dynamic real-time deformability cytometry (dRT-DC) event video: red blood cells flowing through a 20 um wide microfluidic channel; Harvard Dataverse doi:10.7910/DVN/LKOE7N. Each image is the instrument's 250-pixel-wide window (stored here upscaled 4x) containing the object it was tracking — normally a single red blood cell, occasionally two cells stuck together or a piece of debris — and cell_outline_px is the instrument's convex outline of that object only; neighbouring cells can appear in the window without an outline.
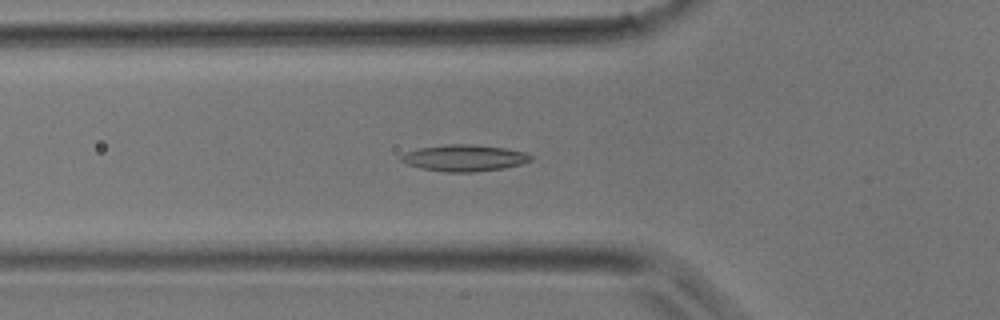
{"species": "common noctule bat (a hibernating species)", "species_latin": "Nyctalus noctula", "temperature_condition": "room temperature", "stored_images_in_passage": 30, "camera_frame_rate_fps": 3000, "um_per_image_px": 0.085, "animal": {"sex": "male", "body_mass_g": 17.9}, "frame": {"image": 1, "passage_image": 4, "time_ms": 1.0, "image_size_px": [1000, 320], "cell_outline_px": [[532, 160], [520, 164], [504, 168], [472, 172], [444, 172], [420, 168], [408, 164], [400, 160], [400, 156], [404, 152], [420, 148], [448, 144], [476, 144], [508, 148], [524, 152], [532, 156]], "centroid_in_image_um": [39.46, 13.42], "position_along_channel_um": 86.3, "area_um2": 20.11}}
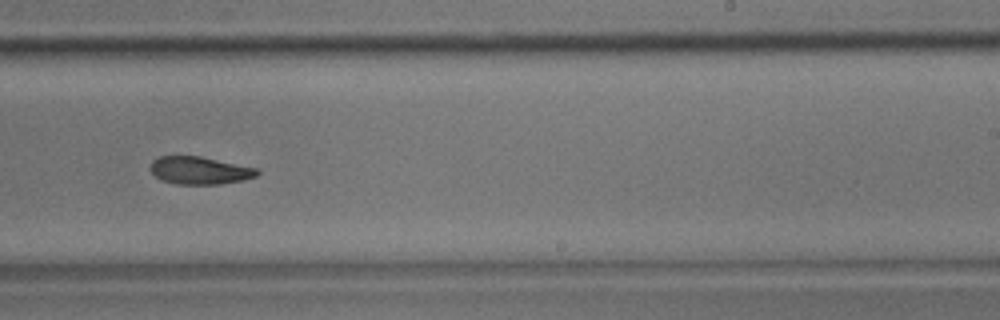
{"frame": {"image": 2, "passage_image": 15, "time_ms": 4.667, "image_size_px": [1000, 320], "cell_outline_px": [[260, 172], [256, 176], [244, 180], [220, 184], [176, 184], [160, 180], [148, 168], [152, 160], [160, 156], [200, 156], [260, 168]], "centroid_in_image_um": [16.98, 14.48], "position_along_channel_um": 272.0, "area_um2": 17.46}}
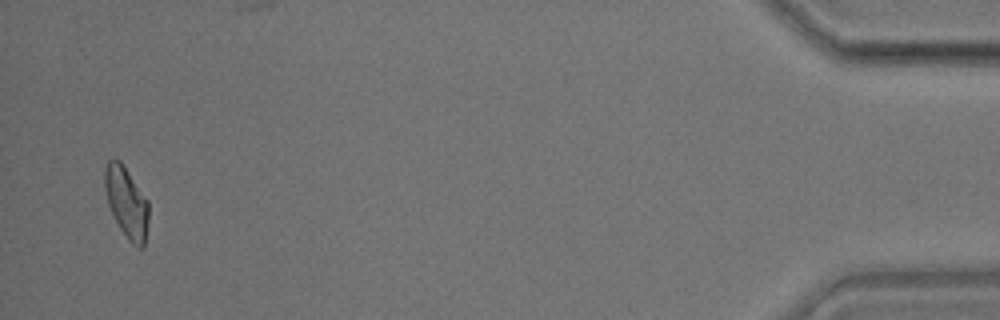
{"frame": {"image": 3, "passage_image": 29, "time_ms": 9.333, "image_size_px": [1000, 320], "cell_outline_px": [[148, 220], [144, 248], [140, 248], [132, 244], [128, 240], [120, 228], [108, 204], [104, 188], [104, 168], [108, 160], [120, 160], [148, 200]], "centroid_in_image_um": [10.75, 17.2], "position_along_channel_um": 424.4, "area_um2": 18.03}}